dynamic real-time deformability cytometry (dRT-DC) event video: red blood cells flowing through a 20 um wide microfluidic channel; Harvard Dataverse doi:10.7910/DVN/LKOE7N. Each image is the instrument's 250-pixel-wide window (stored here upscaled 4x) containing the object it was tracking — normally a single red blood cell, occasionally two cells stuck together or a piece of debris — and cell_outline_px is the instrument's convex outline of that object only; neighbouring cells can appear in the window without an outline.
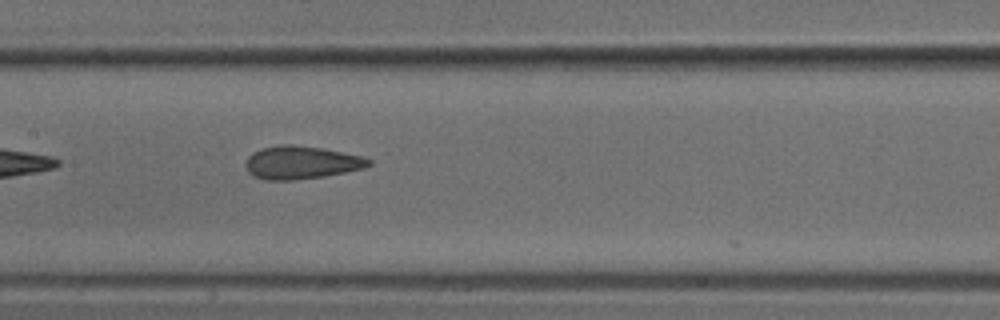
{"species": "common noctule bat (a hibernating species)", "species_latin": "Nyctalus noctula", "temperature_condition": "cold", "stored_images_in_passage": 4, "camera_frame_rate_fps": 3000, "um_per_image_px": 0.085, "animal": {"sex": "male", "body_mass_g": 18.8}, "frame": {"image": 1, "passage_image": 4, "time_ms": 1.0, "image_size_px": [1000, 320], "cell_outline_px": [[372, 164], [364, 168], [324, 176], [292, 180], [268, 180], [252, 176], [248, 172], [244, 164], [248, 156], [252, 152], [264, 148], [284, 144], [320, 148], [360, 156], [372, 160]], "centroid_in_image_um": [25.57, 13.83], "position_along_channel_um": 181.8, "area_um2": 23.35}}